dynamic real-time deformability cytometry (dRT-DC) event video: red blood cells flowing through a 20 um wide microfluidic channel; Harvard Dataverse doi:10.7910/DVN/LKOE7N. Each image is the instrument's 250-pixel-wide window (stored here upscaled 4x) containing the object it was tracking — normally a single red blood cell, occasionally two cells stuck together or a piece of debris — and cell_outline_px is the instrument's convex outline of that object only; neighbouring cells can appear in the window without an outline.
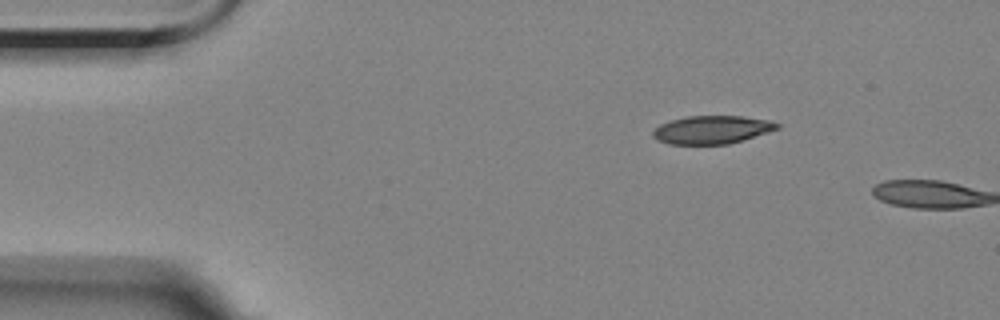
{"species": "Egyptian fruit bat (a non-hibernating species)", "species_latin": "Rousettus aegyptiacus", "temperature_condition": "room temperature", "stored_images_in_passage": 2, "camera_frame_rate_fps": 3000, "um_per_image_px": 0.085, "animal": {"sex": "female"}, "frame": {"image": 1, "passage_image": 1, "time_ms": 0.0, "image_size_px": [1000, 320], "cell_outline_px": [[780, 128], [744, 140], [728, 144], [668, 144], [656, 140], [652, 136], [652, 132], [660, 124], [672, 120], [688, 116], [744, 116], [768, 120], [780, 124]], "centroid_in_image_um": [60.52, 11.03], "position_along_channel_um": 24.5, "area_um2": 20.4}}